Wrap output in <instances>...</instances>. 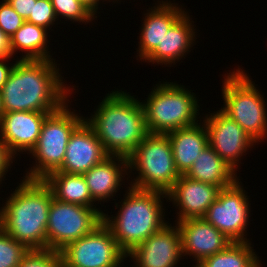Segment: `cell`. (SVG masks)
<instances>
[{
  "mask_svg": "<svg viewBox=\"0 0 267 267\" xmlns=\"http://www.w3.org/2000/svg\"><path fill=\"white\" fill-rule=\"evenodd\" d=\"M59 77V68L52 59L16 61L1 90L4 113L58 110L68 102L70 92Z\"/></svg>",
  "mask_w": 267,
  "mask_h": 267,
  "instance_id": "cell-1",
  "label": "cell"
},
{
  "mask_svg": "<svg viewBox=\"0 0 267 267\" xmlns=\"http://www.w3.org/2000/svg\"><path fill=\"white\" fill-rule=\"evenodd\" d=\"M91 117L86 122L111 156L128 158L148 134L141 102L124 91L107 94Z\"/></svg>",
  "mask_w": 267,
  "mask_h": 267,
  "instance_id": "cell-2",
  "label": "cell"
},
{
  "mask_svg": "<svg viewBox=\"0 0 267 267\" xmlns=\"http://www.w3.org/2000/svg\"><path fill=\"white\" fill-rule=\"evenodd\" d=\"M0 210V227L31 249H47V223L53 199L43 180L24 179Z\"/></svg>",
  "mask_w": 267,
  "mask_h": 267,
  "instance_id": "cell-3",
  "label": "cell"
},
{
  "mask_svg": "<svg viewBox=\"0 0 267 267\" xmlns=\"http://www.w3.org/2000/svg\"><path fill=\"white\" fill-rule=\"evenodd\" d=\"M127 195L117 216L103 214V222L110 228L119 247L128 254L168 222H164L161 198L166 193L128 187ZM162 195V197H161Z\"/></svg>",
  "mask_w": 267,
  "mask_h": 267,
  "instance_id": "cell-4",
  "label": "cell"
},
{
  "mask_svg": "<svg viewBox=\"0 0 267 267\" xmlns=\"http://www.w3.org/2000/svg\"><path fill=\"white\" fill-rule=\"evenodd\" d=\"M156 86L147 102H141L148 133L166 134L197 124L199 106L193 93L173 82Z\"/></svg>",
  "mask_w": 267,
  "mask_h": 267,
  "instance_id": "cell-5",
  "label": "cell"
},
{
  "mask_svg": "<svg viewBox=\"0 0 267 267\" xmlns=\"http://www.w3.org/2000/svg\"><path fill=\"white\" fill-rule=\"evenodd\" d=\"M128 168L139 171L131 184L137 189L167 194L180 177L167 134L148 133L128 157Z\"/></svg>",
  "mask_w": 267,
  "mask_h": 267,
  "instance_id": "cell-6",
  "label": "cell"
},
{
  "mask_svg": "<svg viewBox=\"0 0 267 267\" xmlns=\"http://www.w3.org/2000/svg\"><path fill=\"white\" fill-rule=\"evenodd\" d=\"M238 68L224 79L222 94L224 106L221 109L236 121L256 142L267 134V110L262 95L248 75Z\"/></svg>",
  "mask_w": 267,
  "mask_h": 267,
  "instance_id": "cell-7",
  "label": "cell"
},
{
  "mask_svg": "<svg viewBox=\"0 0 267 267\" xmlns=\"http://www.w3.org/2000/svg\"><path fill=\"white\" fill-rule=\"evenodd\" d=\"M84 120L69 111L66 103L49 113L42 124L37 144L30 152L37 164L31 167L24 179L43 180L49 173L57 171L63 164L71 134Z\"/></svg>",
  "mask_w": 267,
  "mask_h": 267,
  "instance_id": "cell-8",
  "label": "cell"
},
{
  "mask_svg": "<svg viewBox=\"0 0 267 267\" xmlns=\"http://www.w3.org/2000/svg\"><path fill=\"white\" fill-rule=\"evenodd\" d=\"M103 211L52 199L47 223V248L62 250L68 243L90 234L103 222Z\"/></svg>",
  "mask_w": 267,
  "mask_h": 267,
  "instance_id": "cell-9",
  "label": "cell"
},
{
  "mask_svg": "<svg viewBox=\"0 0 267 267\" xmlns=\"http://www.w3.org/2000/svg\"><path fill=\"white\" fill-rule=\"evenodd\" d=\"M60 254L62 267H122L127 258L104 222L90 234L68 243Z\"/></svg>",
  "mask_w": 267,
  "mask_h": 267,
  "instance_id": "cell-10",
  "label": "cell"
},
{
  "mask_svg": "<svg viewBox=\"0 0 267 267\" xmlns=\"http://www.w3.org/2000/svg\"><path fill=\"white\" fill-rule=\"evenodd\" d=\"M249 202L240 182L222 188L203 217L231 242H249L244 236L249 219Z\"/></svg>",
  "mask_w": 267,
  "mask_h": 267,
  "instance_id": "cell-11",
  "label": "cell"
},
{
  "mask_svg": "<svg viewBox=\"0 0 267 267\" xmlns=\"http://www.w3.org/2000/svg\"><path fill=\"white\" fill-rule=\"evenodd\" d=\"M209 138V145L236 172L239 158L256 141L222 110L211 113L203 121Z\"/></svg>",
  "mask_w": 267,
  "mask_h": 267,
  "instance_id": "cell-12",
  "label": "cell"
},
{
  "mask_svg": "<svg viewBox=\"0 0 267 267\" xmlns=\"http://www.w3.org/2000/svg\"><path fill=\"white\" fill-rule=\"evenodd\" d=\"M128 256L135 260V267H175L183 256L178 225H164L133 248Z\"/></svg>",
  "mask_w": 267,
  "mask_h": 267,
  "instance_id": "cell-13",
  "label": "cell"
},
{
  "mask_svg": "<svg viewBox=\"0 0 267 267\" xmlns=\"http://www.w3.org/2000/svg\"><path fill=\"white\" fill-rule=\"evenodd\" d=\"M108 156L96 132L84 120L71 134L63 164L54 172L83 175Z\"/></svg>",
  "mask_w": 267,
  "mask_h": 267,
  "instance_id": "cell-14",
  "label": "cell"
},
{
  "mask_svg": "<svg viewBox=\"0 0 267 267\" xmlns=\"http://www.w3.org/2000/svg\"><path fill=\"white\" fill-rule=\"evenodd\" d=\"M51 112L14 111L3 113L0 119V137L8 152L28 151L36 146L42 124Z\"/></svg>",
  "mask_w": 267,
  "mask_h": 267,
  "instance_id": "cell-15",
  "label": "cell"
},
{
  "mask_svg": "<svg viewBox=\"0 0 267 267\" xmlns=\"http://www.w3.org/2000/svg\"><path fill=\"white\" fill-rule=\"evenodd\" d=\"M181 233L182 254L193 255L197 263L224 250L232 243L223 233L204 218L177 221Z\"/></svg>",
  "mask_w": 267,
  "mask_h": 267,
  "instance_id": "cell-16",
  "label": "cell"
},
{
  "mask_svg": "<svg viewBox=\"0 0 267 267\" xmlns=\"http://www.w3.org/2000/svg\"><path fill=\"white\" fill-rule=\"evenodd\" d=\"M222 188L191 179L184 174L176 180L167 198L179 207L178 221L203 218Z\"/></svg>",
  "mask_w": 267,
  "mask_h": 267,
  "instance_id": "cell-17",
  "label": "cell"
},
{
  "mask_svg": "<svg viewBox=\"0 0 267 267\" xmlns=\"http://www.w3.org/2000/svg\"><path fill=\"white\" fill-rule=\"evenodd\" d=\"M173 5L171 2L162 1V4L159 3L146 13L139 38L140 60H145L162 43L166 32L185 13L182 8Z\"/></svg>",
  "mask_w": 267,
  "mask_h": 267,
  "instance_id": "cell-18",
  "label": "cell"
},
{
  "mask_svg": "<svg viewBox=\"0 0 267 267\" xmlns=\"http://www.w3.org/2000/svg\"><path fill=\"white\" fill-rule=\"evenodd\" d=\"M115 160L118 161V164ZM127 169L128 158L109 155L101 163L96 164L85 172L83 177L92 199L99 202L114 196V192L116 194L122 184L120 182H122V177H124L123 172Z\"/></svg>",
  "mask_w": 267,
  "mask_h": 267,
  "instance_id": "cell-19",
  "label": "cell"
},
{
  "mask_svg": "<svg viewBox=\"0 0 267 267\" xmlns=\"http://www.w3.org/2000/svg\"><path fill=\"white\" fill-rule=\"evenodd\" d=\"M180 128L166 133L170 140L176 170L185 174L195 159L209 145L208 131L205 124Z\"/></svg>",
  "mask_w": 267,
  "mask_h": 267,
  "instance_id": "cell-20",
  "label": "cell"
},
{
  "mask_svg": "<svg viewBox=\"0 0 267 267\" xmlns=\"http://www.w3.org/2000/svg\"><path fill=\"white\" fill-rule=\"evenodd\" d=\"M190 18L185 12L166 32L162 43L159 44L156 49L145 59L148 62L172 64L176 60H181V57L186 55V52H190L189 48L195 41L194 28L190 23Z\"/></svg>",
  "mask_w": 267,
  "mask_h": 267,
  "instance_id": "cell-21",
  "label": "cell"
},
{
  "mask_svg": "<svg viewBox=\"0 0 267 267\" xmlns=\"http://www.w3.org/2000/svg\"><path fill=\"white\" fill-rule=\"evenodd\" d=\"M184 175L221 188L232 185L238 179L236 172L210 145L200 153Z\"/></svg>",
  "mask_w": 267,
  "mask_h": 267,
  "instance_id": "cell-22",
  "label": "cell"
},
{
  "mask_svg": "<svg viewBox=\"0 0 267 267\" xmlns=\"http://www.w3.org/2000/svg\"><path fill=\"white\" fill-rule=\"evenodd\" d=\"M43 181L56 200L96 208L83 175L52 172Z\"/></svg>",
  "mask_w": 267,
  "mask_h": 267,
  "instance_id": "cell-23",
  "label": "cell"
},
{
  "mask_svg": "<svg viewBox=\"0 0 267 267\" xmlns=\"http://www.w3.org/2000/svg\"><path fill=\"white\" fill-rule=\"evenodd\" d=\"M12 54L17 50L25 52L20 60H50L47 52V29L25 21L23 25L10 37ZM49 53V54H48Z\"/></svg>",
  "mask_w": 267,
  "mask_h": 267,
  "instance_id": "cell-24",
  "label": "cell"
},
{
  "mask_svg": "<svg viewBox=\"0 0 267 267\" xmlns=\"http://www.w3.org/2000/svg\"><path fill=\"white\" fill-rule=\"evenodd\" d=\"M249 242H232L224 250L206 258L204 267H261Z\"/></svg>",
  "mask_w": 267,
  "mask_h": 267,
  "instance_id": "cell-25",
  "label": "cell"
},
{
  "mask_svg": "<svg viewBox=\"0 0 267 267\" xmlns=\"http://www.w3.org/2000/svg\"><path fill=\"white\" fill-rule=\"evenodd\" d=\"M28 251L0 227V267H18Z\"/></svg>",
  "mask_w": 267,
  "mask_h": 267,
  "instance_id": "cell-26",
  "label": "cell"
},
{
  "mask_svg": "<svg viewBox=\"0 0 267 267\" xmlns=\"http://www.w3.org/2000/svg\"><path fill=\"white\" fill-rule=\"evenodd\" d=\"M56 17L62 16L76 22H89L95 14L80 0H51Z\"/></svg>",
  "mask_w": 267,
  "mask_h": 267,
  "instance_id": "cell-27",
  "label": "cell"
},
{
  "mask_svg": "<svg viewBox=\"0 0 267 267\" xmlns=\"http://www.w3.org/2000/svg\"><path fill=\"white\" fill-rule=\"evenodd\" d=\"M18 267H62L60 251L51 249H31L23 257Z\"/></svg>",
  "mask_w": 267,
  "mask_h": 267,
  "instance_id": "cell-28",
  "label": "cell"
},
{
  "mask_svg": "<svg viewBox=\"0 0 267 267\" xmlns=\"http://www.w3.org/2000/svg\"><path fill=\"white\" fill-rule=\"evenodd\" d=\"M56 14L51 4V0L33 1L32 14L25 20L29 23L49 28L55 22Z\"/></svg>",
  "mask_w": 267,
  "mask_h": 267,
  "instance_id": "cell-29",
  "label": "cell"
},
{
  "mask_svg": "<svg viewBox=\"0 0 267 267\" xmlns=\"http://www.w3.org/2000/svg\"><path fill=\"white\" fill-rule=\"evenodd\" d=\"M25 22L16 11L6 2L0 4V29L11 37Z\"/></svg>",
  "mask_w": 267,
  "mask_h": 267,
  "instance_id": "cell-30",
  "label": "cell"
},
{
  "mask_svg": "<svg viewBox=\"0 0 267 267\" xmlns=\"http://www.w3.org/2000/svg\"><path fill=\"white\" fill-rule=\"evenodd\" d=\"M33 1L37 0H6V2L26 20L32 14Z\"/></svg>",
  "mask_w": 267,
  "mask_h": 267,
  "instance_id": "cell-31",
  "label": "cell"
},
{
  "mask_svg": "<svg viewBox=\"0 0 267 267\" xmlns=\"http://www.w3.org/2000/svg\"><path fill=\"white\" fill-rule=\"evenodd\" d=\"M12 159L13 156L8 152L6 145L0 137V183L2 178H4L3 176L6 175L5 173L8 171V167L13 163Z\"/></svg>",
  "mask_w": 267,
  "mask_h": 267,
  "instance_id": "cell-32",
  "label": "cell"
},
{
  "mask_svg": "<svg viewBox=\"0 0 267 267\" xmlns=\"http://www.w3.org/2000/svg\"><path fill=\"white\" fill-rule=\"evenodd\" d=\"M12 55L10 37L0 29V57L10 58Z\"/></svg>",
  "mask_w": 267,
  "mask_h": 267,
  "instance_id": "cell-33",
  "label": "cell"
},
{
  "mask_svg": "<svg viewBox=\"0 0 267 267\" xmlns=\"http://www.w3.org/2000/svg\"><path fill=\"white\" fill-rule=\"evenodd\" d=\"M10 58L0 57V91L8 79V76L13 69V65L10 67L3 61H8Z\"/></svg>",
  "mask_w": 267,
  "mask_h": 267,
  "instance_id": "cell-34",
  "label": "cell"
},
{
  "mask_svg": "<svg viewBox=\"0 0 267 267\" xmlns=\"http://www.w3.org/2000/svg\"><path fill=\"white\" fill-rule=\"evenodd\" d=\"M83 2L94 14H96V11L98 9V3L99 0H80Z\"/></svg>",
  "mask_w": 267,
  "mask_h": 267,
  "instance_id": "cell-35",
  "label": "cell"
},
{
  "mask_svg": "<svg viewBox=\"0 0 267 267\" xmlns=\"http://www.w3.org/2000/svg\"><path fill=\"white\" fill-rule=\"evenodd\" d=\"M4 110H3V106H2V96H1V91H0V119L1 116L3 115Z\"/></svg>",
  "mask_w": 267,
  "mask_h": 267,
  "instance_id": "cell-36",
  "label": "cell"
},
{
  "mask_svg": "<svg viewBox=\"0 0 267 267\" xmlns=\"http://www.w3.org/2000/svg\"><path fill=\"white\" fill-rule=\"evenodd\" d=\"M195 267H204L201 263H197Z\"/></svg>",
  "mask_w": 267,
  "mask_h": 267,
  "instance_id": "cell-37",
  "label": "cell"
}]
</instances>
